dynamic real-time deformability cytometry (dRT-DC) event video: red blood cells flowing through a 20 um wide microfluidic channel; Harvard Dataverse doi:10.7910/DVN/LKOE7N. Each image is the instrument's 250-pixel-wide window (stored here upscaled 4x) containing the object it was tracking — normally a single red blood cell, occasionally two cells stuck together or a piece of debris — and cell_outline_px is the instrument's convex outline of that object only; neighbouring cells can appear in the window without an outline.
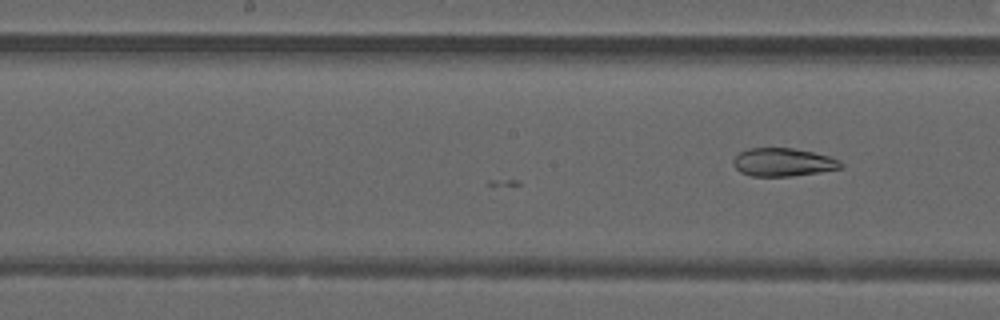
{"species": "common noctule bat (a hibernating species)", "species_latin": "Nyctalus noctula", "temperature_condition": "warm", "stored_images_in_passage": 9, "camera_frame_rate_fps": 3000, "um_per_image_px": 0.085, "animal": {"sex": "male", "forearm_length_mm": 52.5}, "frame": {"image": 1, "passage_image": 9, "time_ms": 2.667, "image_size_px": [1000, 320], "cell_outline_px": [[844, 168], [820, 172], [792, 176], [752, 176], [740, 172], [732, 164], [732, 160], [740, 152], [748, 148], [792, 148], [812, 152], [828, 156], [840, 160], [844, 164]], "centroid_in_image_um": [66.57, 13.79], "position_along_channel_um": 181.6, "area_um2": 17.74}}